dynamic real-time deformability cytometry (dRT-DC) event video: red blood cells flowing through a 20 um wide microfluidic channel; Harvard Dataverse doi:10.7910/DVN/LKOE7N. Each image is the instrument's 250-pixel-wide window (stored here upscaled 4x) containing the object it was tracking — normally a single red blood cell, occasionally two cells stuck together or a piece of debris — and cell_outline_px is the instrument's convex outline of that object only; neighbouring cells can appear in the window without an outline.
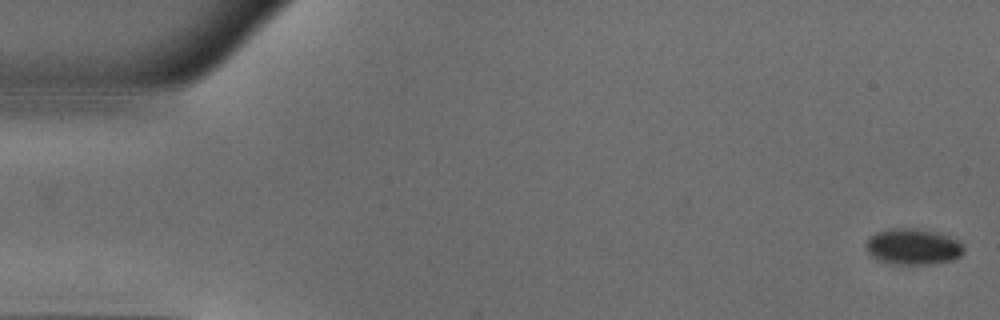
{"species": "common noctule bat (a hibernating species)", "species_latin": "Nyctalus noctula", "temperature_condition": "warm", "stored_images_in_passage": 46, "camera_frame_rate_fps": 3000, "um_per_image_px": 0.085, "animal": {"sex": "male", "body_mass_g": 18.8}, "frame": {"image": 1, "passage_image": 1, "time_ms": 0.0, "image_size_px": [1000, 320], "cell_outline_px": [[964, 252], [960, 256], [952, 260], [928, 264], [888, 264], [876, 260], [868, 252], [864, 244], [876, 232], [896, 228], [912, 228], [932, 232], [948, 236], [956, 240], [964, 248]], "centroid_in_image_um": [77.57, 20.99], "position_along_channel_um": 7.4, "area_um2": 20.29}}
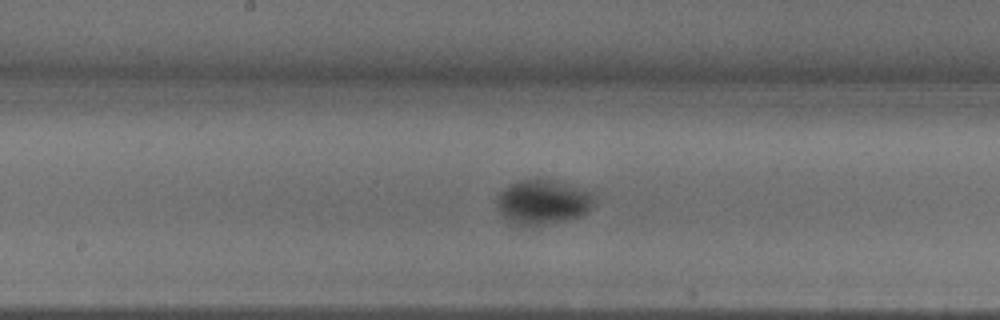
{"frame": {"image": 2, "passage_image": 26, "time_ms": 8.333, "image_size_px": [1000, 320], "cell_outline_px": [[596, 196], [588, 212], [580, 216], [536, 228], [532, 228], [520, 224], [504, 216], [500, 212], [496, 204], [496, 196], [504, 188], [520, 180], [548, 180], [568, 184], [592, 192]], "centroid_in_image_um": [46.16, 17.2], "position_along_channel_um": 202.0, "area_um2": 25.26}}
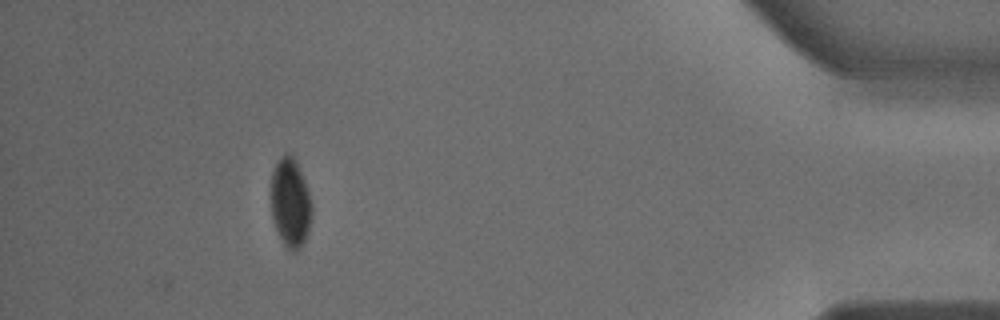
{"frame": {"image": 3, "passage_image": 46, "time_ms": 15.0, "image_size_px": [1000, 320], "cell_outline_px": [[312, 212], [308, 232], [300, 248], [296, 252], [292, 252], [280, 240], [272, 220], [272, 172], [280, 156], [284, 152], [288, 152], [296, 160], [304, 180], [312, 204]], "centroid_in_image_um": [24.68, 17.24], "position_along_channel_um": 410.5, "area_um2": 21.15}}